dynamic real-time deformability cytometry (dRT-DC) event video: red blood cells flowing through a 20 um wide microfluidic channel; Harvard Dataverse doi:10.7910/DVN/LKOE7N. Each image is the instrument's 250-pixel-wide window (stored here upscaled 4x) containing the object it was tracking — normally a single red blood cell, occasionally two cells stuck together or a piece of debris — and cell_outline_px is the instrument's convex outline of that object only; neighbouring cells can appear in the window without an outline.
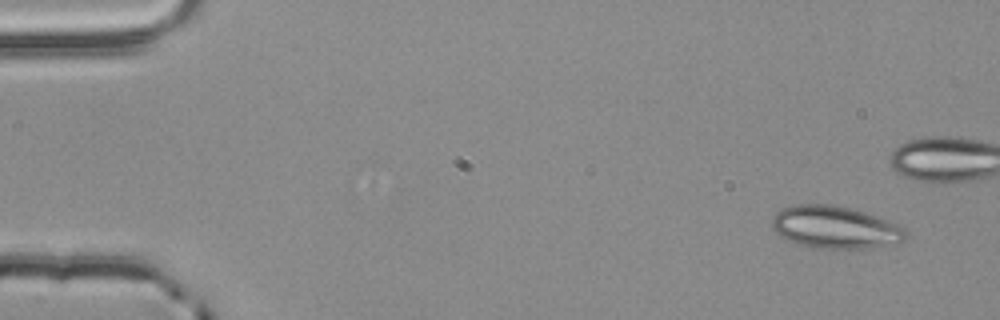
{"species": "common noctule bat (a hibernating species)", "species_latin": "Nyctalus noctula", "temperature_condition": "room temperature", "stored_images_in_passage": 5, "camera_frame_rate_fps": 3000, "um_per_image_px": 0.085, "animal": {"sex": "male", "body_mass_g": 20.4}, "frame": {"image": 1, "passage_image": 1, "time_ms": 0.0, "image_size_px": [1000, 320], "cell_outline_px": [[908, 236], [904, 240], [864, 248], [820, 248], [804, 244], [780, 236], [772, 228], [772, 216], [776, 212], [784, 208], [796, 204], [828, 204], [848, 208], [864, 212], [888, 220], [904, 228]], "centroid_in_image_um": [70.96, 19.29], "position_along_channel_um": 14.0, "area_um2": 32.25}}